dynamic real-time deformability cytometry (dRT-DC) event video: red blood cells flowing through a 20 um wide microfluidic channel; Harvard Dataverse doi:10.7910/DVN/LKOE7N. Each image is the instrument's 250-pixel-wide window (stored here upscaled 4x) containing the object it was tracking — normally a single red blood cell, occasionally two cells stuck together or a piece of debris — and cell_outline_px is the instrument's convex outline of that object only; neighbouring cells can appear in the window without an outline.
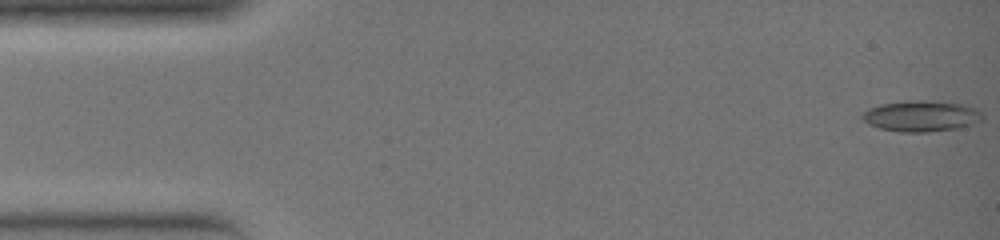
{"species": "common noctule bat (a hibernating species)", "species_latin": "Nyctalus noctula", "temperature_condition": "warm", "stored_images_in_passage": 36, "camera_frame_rate_fps": 3000, "um_per_image_px": 0.085, "animal": {"sex": "female", "body_mass_g": 19.0, "forearm_length_mm": 51.5}, "frame": {"image": 1, "passage_image": 1, "time_ms": 0.0, "image_size_px": [1000, 240], "cell_outline_px": [[984, 120], [972, 124], [956, 128], [928, 132], [900, 132], [880, 128], [868, 124], [864, 120], [864, 112], [868, 108], [880, 104], [916, 100], [924, 100], [964, 104], [976, 108], [984, 116]], "centroid_in_image_um": [78.34, 9.86], "position_along_channel_um": 6.7, "area_um2": 21.56}}
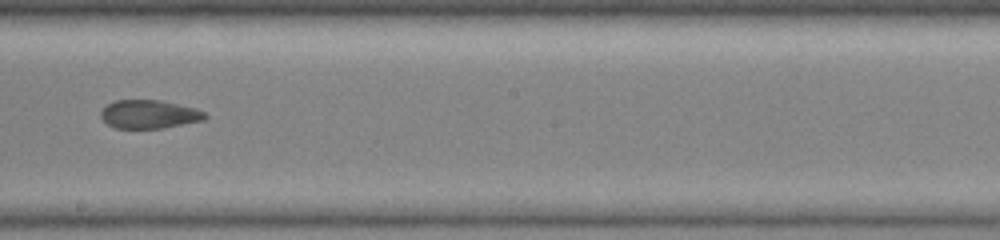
{"frame": {"image": 2, "passage_image": 21, "time_ms": 6.667, "image_size_px": [1000, 240], "cell_outline_px": [[208, 116], [204, 120], [164, 128], [116, 128], [108, 124], [100, 116], [100, 112], [104, 104], [116, 100], [160, 100], [196, 108], [204, 112]], "centroid_in_image_um": [12.66, 9.7], "position_along_channel_um": 235.5, "area_um2": 17.4}}
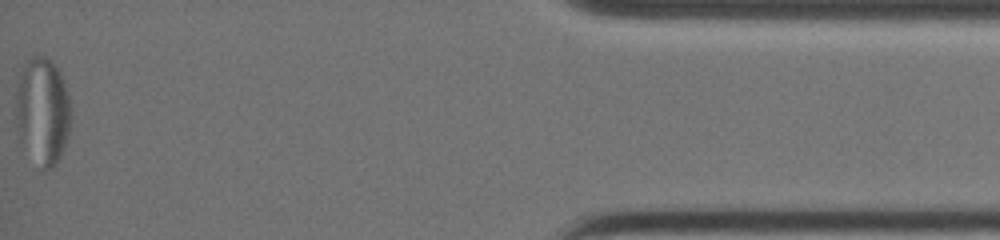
{"frame": {"image": 3, "passage_image": 36, "time_ms": 11.667, "image_size_px": [1000, 240], "cell_outline_px": [[72, 120], [60, 156], [56, 164], [52, 168], [44, 172], [40, 168], [20, 144], [16, 128], [12, 108], [16, 92], [24, 64], [28, 56], [32, 52], [44, 56], [60, 72], [68, 96], [72, 116]], "centroid_in_image_um": [3.56, 9.47], "position_along_channel_um": 431.6, "area_um2": 35.32}}